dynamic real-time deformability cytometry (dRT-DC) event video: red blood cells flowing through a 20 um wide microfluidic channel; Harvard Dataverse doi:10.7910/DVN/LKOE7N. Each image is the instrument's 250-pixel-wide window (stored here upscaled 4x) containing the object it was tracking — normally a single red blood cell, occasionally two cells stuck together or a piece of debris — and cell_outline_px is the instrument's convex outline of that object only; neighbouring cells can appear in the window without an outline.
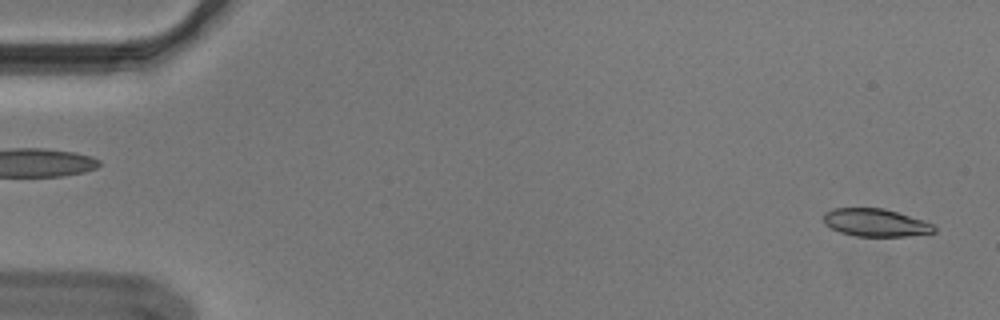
{"species": "Egyptian fruit bat (a non-hibernating species)", "species_latin": "Rousettus aegyptiacus", "temperature_condition": "cold", "stored_images_in_passage": 54, "segment_of_instrument_passage": [1, 2], "camera_frame_rate_fps": 3000, "um_per_image_px": 0.085, "animal": {"sex": "male"}, "frame": {"image": 1, "passage_image": 2, "time_ms": 0.333, "image_size_px": [1000, 320], "cell_outline_px": [[936, 232], [908, 236], [856, 236], [840, 232], [824, 224], [824, 212], [832, 208], [884, 208], [924, 220], [932, 224], [936, 228]], "centroid_in_image_um": [74.42, 18.92], "position_along_channel_um": 10.6, "area_um2": 17.92}}
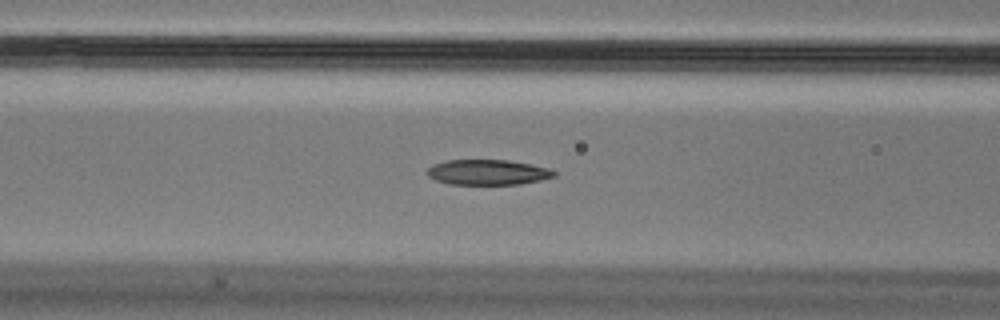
{"frame": {"image": 2, "passage_image": 22, "time_ms": 7.0, "image_size_px": [1000, 320], "cell_outline_px": [[556, 176], [540, 180], [520, 184], [448, 184], [436, 180], [428, 176], [424, 172], [432, 164], [448, 160], [508, 160], [532, 164], [548, 168], [556, 172]], "centroid_in_image_um": [41.43, 14.64], "position_along_channel_um": 125.2, "area_um2": 18.79}}
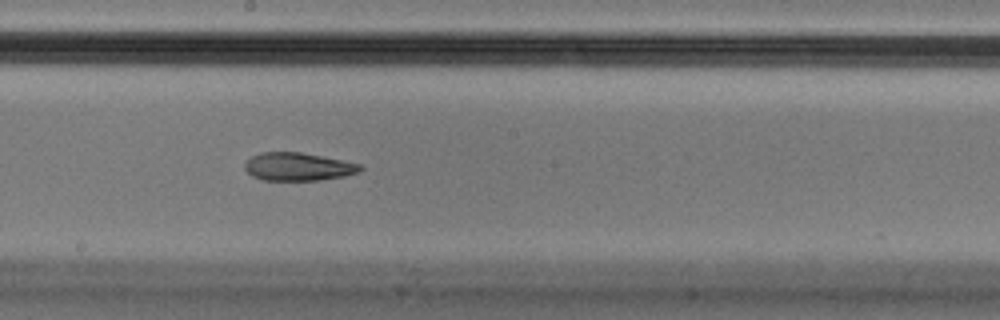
{"frame": {"image": 3, "passage_image": 30, "time_ms": 9.667, "image_size_px": [1000, 320], "cell_outline_px": [[364, 168], [360, 172], [344, 176], [320, 180], [264, 180], [252, 176], [244, 168], [244, 164], [252, 156], [260, 152], [300, 152], [360, 164]], "centroid_in_image_um": [25.33, 14.17], "position_along_channel_um": 222.9, "area_um2": 18.73}}